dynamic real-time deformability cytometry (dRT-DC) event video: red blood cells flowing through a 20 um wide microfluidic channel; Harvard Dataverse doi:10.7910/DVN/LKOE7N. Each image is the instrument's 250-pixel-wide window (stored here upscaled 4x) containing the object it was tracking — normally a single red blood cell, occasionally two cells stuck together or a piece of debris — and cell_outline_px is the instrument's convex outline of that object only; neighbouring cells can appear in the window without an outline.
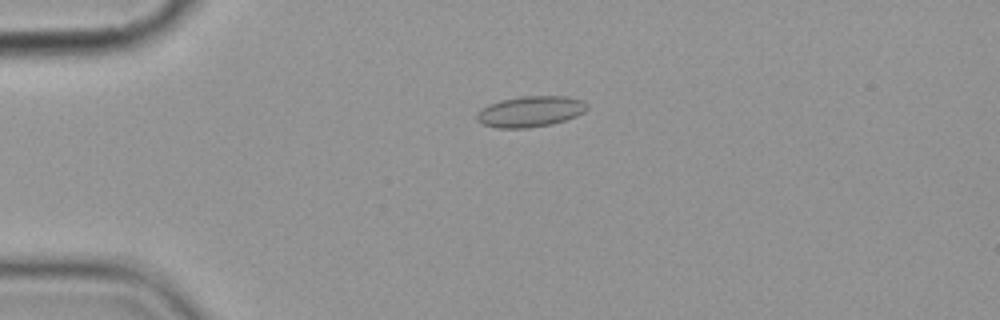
{"species": "common noctule bat (a hibernating species)", "species_latin": "Nyctalus noctula", "temperature_condition": "cold", "stored_images_in_passage": 3, "camera_frame_rate_fps": 3000, "um_per_image_px": 0.085, "animal": {"sex": "female", "body_mass_g": 19.9}, "frame": {"image": 1, "passage_image": 2, "time_ms": 1.333, "image_size_px": [1000, 320], "cell_outline_px": [[588, 108], [584, 112], [576, 116], [552, 124], [528, 128], [496, 128], [484, 124], [476, 120], [476, 112], [488, 104], [500, 100], [524, 96], [568, 96], [580, 100], [588, 104]], "centroid_in_image_um": [45.06, 9.48], "position_along_channel_um": 39.9, "area_um2": 19.88}}